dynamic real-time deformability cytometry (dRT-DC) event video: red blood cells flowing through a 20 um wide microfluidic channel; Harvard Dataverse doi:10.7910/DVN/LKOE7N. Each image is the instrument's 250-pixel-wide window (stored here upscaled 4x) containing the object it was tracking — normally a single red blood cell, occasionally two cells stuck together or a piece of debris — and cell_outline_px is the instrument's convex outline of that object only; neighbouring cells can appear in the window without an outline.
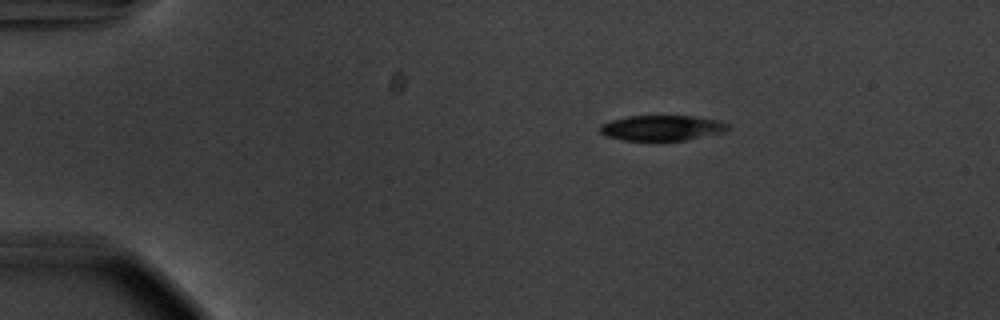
{"species": "common noctule bat (a hibernating species)", "species_latin": "Nyctalus noctula", "temperature_condition": "warm", "stored_images_in_passage": 46, "camera_frame_rate_fps": 3000, "um_per_image_px": 0.085, "animal": {"sex": "male", "body_mass_g": 20.1, "forearm_length_mm": 53.5}, "frame": {"image": 1, "passage_image": 1, "time_ms": 0.0, "image_size_px": [1000, 320], "cell_outline_px": [[728, 128], [720, 132], [684, 140], [660, 144], [656, 144], [624, 140], [604, 136], [600, 132], [600, 124], [612, 120], [628, 116], [692, 116], [720, 120], [728, 124]], "centroid_in_image_um": [56.18, 10.92], "position_along_channel_um": 28.8, "area_um2": 19.54}}
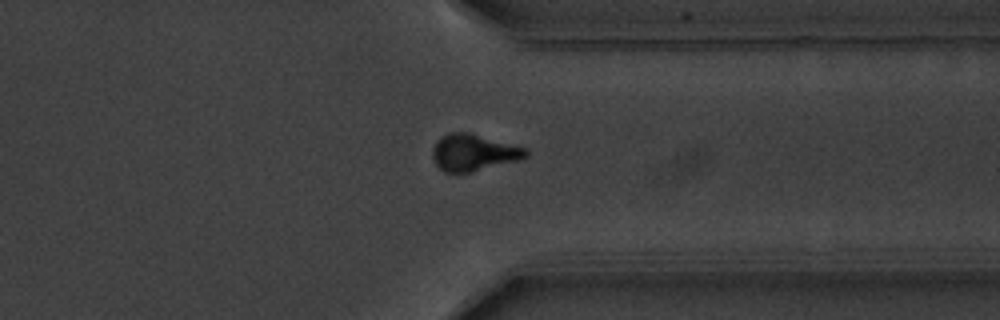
{"frame": {"image": 2, "passage_image": 34, "time_ms": 11.0, "image_size_px": [1000, 320], "cell_outline_px": [[528, 156], [520, 160], [468, 172], [444, 172], [436, 164], [432, 156], [432, 148], [436, 140], [440, 136], [448, 132], [468, 132], [528, 148]], "centroid_in_image_um": [40.24, 12.94], "position_along_channel_um": 371.2, "area_um2": 20.0}}
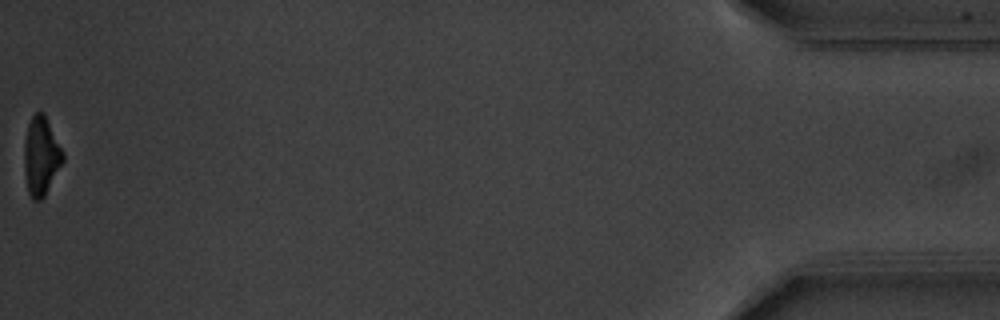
{"frame": {"image": 3, "passage_image": 46, "time_ms": 15.0, "image_size_px": [1000, 320], "cell_outline_px": [[64, 160], [44, 196], [40, 200], [32, 200], [28, 192], [24, 168], [24, 144], [28, 124], [32, 116], [36, 112], [44, 112], [64, 152]], "centroid_in_image_um": [3.49, 13.25], "position_along_channel_um": 431.7, "area_um2": 17.69}, "authors_computed_cell_mechanics": {"area_um2": 20.0277, "velocity_mm_per_s": 3.7394, "shape_relaxation_time_tau1_ms": 2.0416, "shape_relaxation_time_tau2_ms": null, "deformation_change_tau1": 0.1268, "deformation_change_tau2": null}}